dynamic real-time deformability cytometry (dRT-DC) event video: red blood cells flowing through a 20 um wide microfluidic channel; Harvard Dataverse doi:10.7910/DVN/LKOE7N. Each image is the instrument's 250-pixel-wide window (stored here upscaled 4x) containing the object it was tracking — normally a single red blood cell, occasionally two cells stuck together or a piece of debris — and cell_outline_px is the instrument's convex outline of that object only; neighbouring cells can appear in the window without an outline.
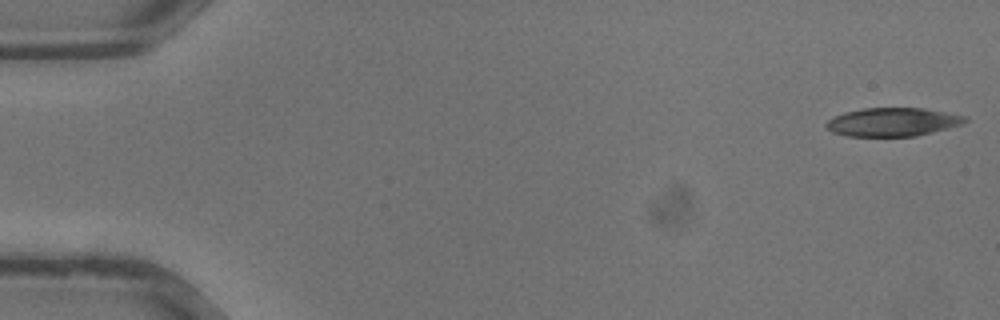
{"species": "common noctule bat (a hibernating species)", "species_latin": "Nyctalus noctula", "temperature_condition": "warm", "stored_images_in_passage": 35, "camera_frame_rate_fps": 3000, "um_per_image_px": 0.085, "animal": {"sex": "male", "body_mass_g": 13.3}, "frame": {"image": 1, "passage_image": 1, "time_ms": 0.0, "image_size_px": [1000, 320], "cell_outline_px": [[968, 120], [964, 124], [916, 136], [848, 136], [832, 132], [824, 124], [828, 120], [844, 112], [864, 108], [924, 108], [968, 116]], "centroid_in_image_um": [75.92, 10.37], "position_along_channel_um": 9.1, "area_um2": 23.06}}
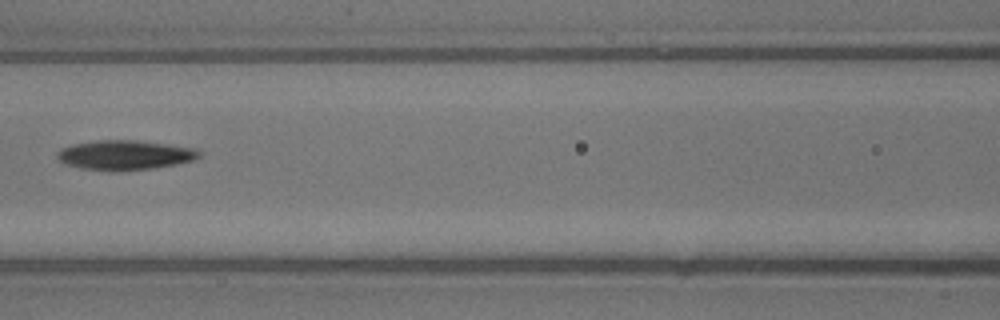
{"frame": {"image": 2, "passage_image": 16, "time_ms": 5.0, "image_size_px": [1000, 320], "cell_outline_px": [[200, 156], [192, 160], [176, 164], [152, 168], [112, 172], [80, 168], [64, 164], [56, 156], [56, 152], [60, 148], [72, 144], [96, 140], [136, 140], [168, 144], [196, 148], [200, 152]], "centroid_in_image_um": [10.56, 13.18], "position_along_channel_um": 156.0, "area_um2": 24.74}}
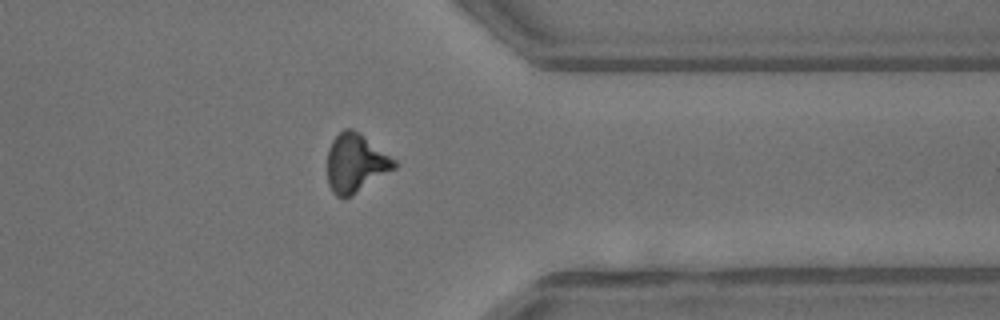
{"frame": {"image": 3, "passage_image": 28, "time_ms": 9.0, "image_size_px": [1000, 320], "cell_outline_px": [[400, 164], [396, 168], [348, 196], [336, 196], [332, 192], [328, 184], [328, 148], [332, 140], [344, 128], [352, 128], [360, 132], [396, 160]], "centroid_in_image_um": [30.24, 13.81], "position_along_channel_um": 381.2, "area_um2": 22.6}}